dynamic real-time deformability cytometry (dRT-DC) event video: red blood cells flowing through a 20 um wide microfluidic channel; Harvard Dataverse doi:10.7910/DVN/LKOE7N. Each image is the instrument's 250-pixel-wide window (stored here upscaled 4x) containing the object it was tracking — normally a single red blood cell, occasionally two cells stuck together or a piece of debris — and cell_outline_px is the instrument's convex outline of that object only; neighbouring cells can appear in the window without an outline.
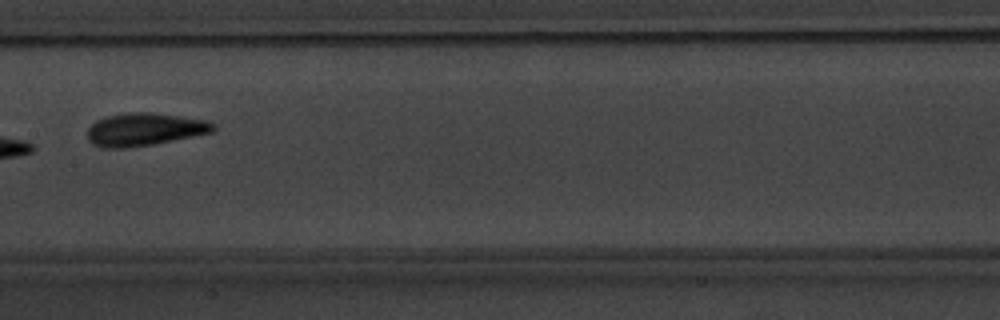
{"species": "common noctule bat (a hibernating species)", "species_latin": "Nyctalus noctula", "temperature_condition": "warm", "stored_images_in_passage": 8, "camera_frame_rate_fps": 3000, "um_per_image_px": 0.085, "animal": {"sex": "male", "body_mass_g": 20.1, "forearm_length_mm": 53.5}, "frame": {"image": 1, "passage_image": 7, "time_ms": 8.0, "image_size_px": [1000, 320], "cell_outline_px": [[216, 128], [212, 132], [152, 144], [124, 148], [100, 148], [92, 144], [88, 140], [88, 128], [96, 120], [108, 116], [128, 112], [152, 112], [208, 120], [216, 124]], "centroid_in_image_um": [12.27, 10.99], "position_along_channel_um": 195.1, "area_um2": 24.04}}